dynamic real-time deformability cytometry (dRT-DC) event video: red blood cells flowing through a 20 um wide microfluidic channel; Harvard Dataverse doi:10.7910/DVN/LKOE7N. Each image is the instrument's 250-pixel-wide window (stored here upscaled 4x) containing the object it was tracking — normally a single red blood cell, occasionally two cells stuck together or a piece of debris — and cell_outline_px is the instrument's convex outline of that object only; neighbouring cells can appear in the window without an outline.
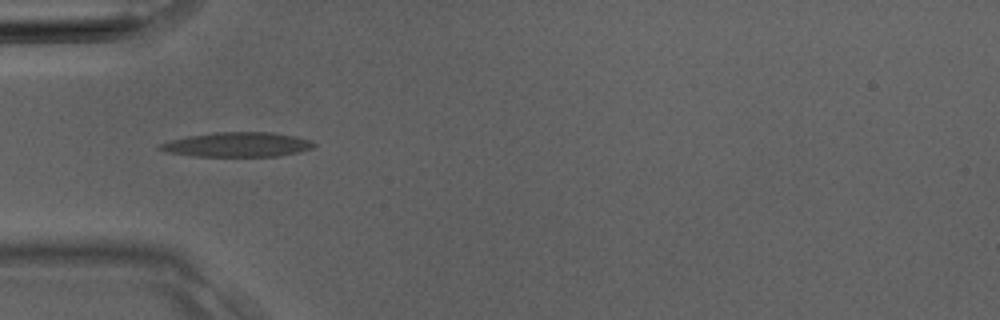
{"species": "Egyptian fruit bat (a non-hibernating species)", "species_latin": "Rousettus aegyptiacus", "temperature_condition": "room temperature", "stored_images_in_passage": 4, "camera_frame_rate_fps": 3000, "um_per_image_px": 0.085, "animal": {"sex": "male"}, "frame": {"image": 1, "passage_image": 4, "time_ms": 1.0, "image_size_px": [1000, 320], "cell_outline_px": [[316, 144], [312, 148], [300, 152], [280, 156], [196, 156], [168, 152], [156, 148], [156, 144], [188, 136], [216, 132], [272, 132], [296, 136], [312, 140]], "centroid_in_image_um": [20.2, 12.28], "position_along_channel_um": 64.8, "area_um2": 22.14}}